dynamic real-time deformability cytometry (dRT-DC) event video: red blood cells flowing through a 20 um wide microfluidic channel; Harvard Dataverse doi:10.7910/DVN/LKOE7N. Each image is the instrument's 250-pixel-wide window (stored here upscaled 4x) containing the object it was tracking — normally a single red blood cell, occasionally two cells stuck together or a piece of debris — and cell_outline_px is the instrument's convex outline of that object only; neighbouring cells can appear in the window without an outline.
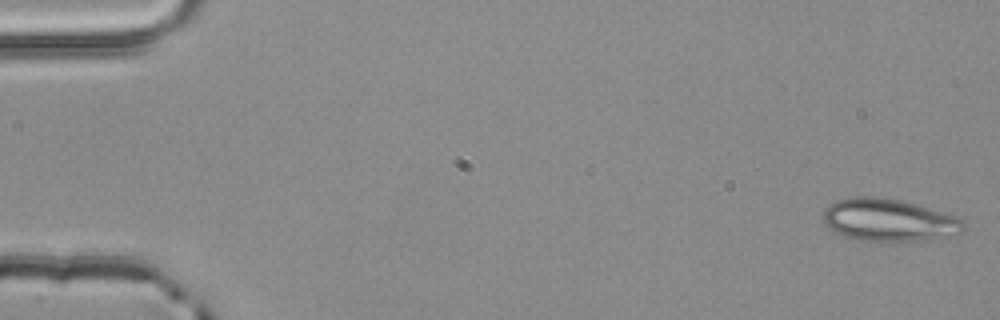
{"species": "common noctule bat (a hibernating species)", "species_latin": "Nyctalus noctula", "temperature_condition": "room temperature", "stored_images_in_passage": 4, "camera_frame_rate_fps": 3000, "um_per_image_px": 0.085, "animal": {"sex": "male", "body_mass_g": 20.4}, "frame": {"image": 1, "passage_image": 1, "time_ms": 0.0, "image_size_px": [1000, 320], "cell_outline_px": [[964, 228], [960, 232], [912, 240], [864, 240], [844, 236], [836, 232], [824, 224], [820, 216], [824, 208], [836, 200], [852, 196], [876, 196], [900, 200], [956, 216], [964, 224]], "centroid_in_image_um": [75.4, 18.66], "position_along_channel_um": 9.6, "area_um2": 33.87}}